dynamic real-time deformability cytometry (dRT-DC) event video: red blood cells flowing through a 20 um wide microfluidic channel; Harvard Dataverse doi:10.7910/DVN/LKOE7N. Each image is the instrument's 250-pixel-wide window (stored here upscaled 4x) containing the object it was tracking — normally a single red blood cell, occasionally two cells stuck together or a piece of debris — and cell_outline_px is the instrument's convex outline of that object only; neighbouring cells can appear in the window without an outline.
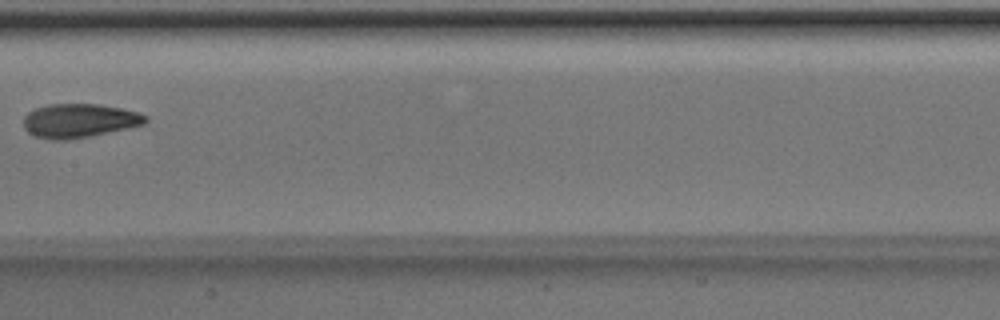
{"species": "Egyptian fruit bat (a non-hibernating species)", "species_latin": "Rousettus aegyptiacus", "temperature_condition": "room temperature", "stored_images_in_passage": 6, "camera_frame_rate_fps": 3000, "um_per_image_px": 0.085, "animal": {"sex": "male"}, "frame": {"image": 1, "passage_image": 6, "time_ms": 1.667, "image_size_px": [1000, 320], "cell_outline_px": [[148, 120], [144, 124], [128, 128], [92, 136], [68, 140], [48, 140], [36, 136], [28, 132], [24, 128], [24, 116], [28, 112], [36, 108], [48, 104], [100, 104], [120, 108], [136, 112], [148, 116]], "centroid_in_image_um": [6.73, 10.26], "position_along_channel_um": 200.7, "area_um2": 24.22}}